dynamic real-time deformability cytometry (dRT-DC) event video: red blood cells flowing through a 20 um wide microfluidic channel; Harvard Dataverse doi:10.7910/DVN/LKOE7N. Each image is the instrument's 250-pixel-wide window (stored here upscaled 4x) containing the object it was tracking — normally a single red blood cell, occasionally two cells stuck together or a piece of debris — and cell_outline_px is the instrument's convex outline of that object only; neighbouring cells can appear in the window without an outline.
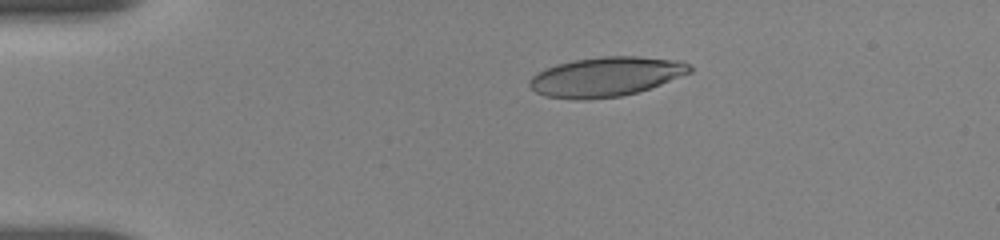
{"species": "human", "species_latin": "Homo sapiens", "temperature_condition": "room temperature", "stored_images_in_passage": 44, "camera_frame_rate_fps": 3000, "um_per_image_px": 0.085, "donor": {"sex": "female"}, "frame": {"image": 1, "passage_image": 1, "time_ms": 0.0, "image_size_px": [1000, 240], "cell_outline_px": [[692, 72], [660, 84], [636, 92], [620, 96], [584, 100], [576, 100], [544, 96], [536, 92], [528, 84], [528, 80], [532, 76], [544, 68], [556, 64], [576, 60], [604, 56], [640, 56], [676, 60], [688, 64], [692, 68]], "centroid_in_image_um": [51.46, 6.52], "position_along_channel_um": 33.5, "area_um2": 36.76}}
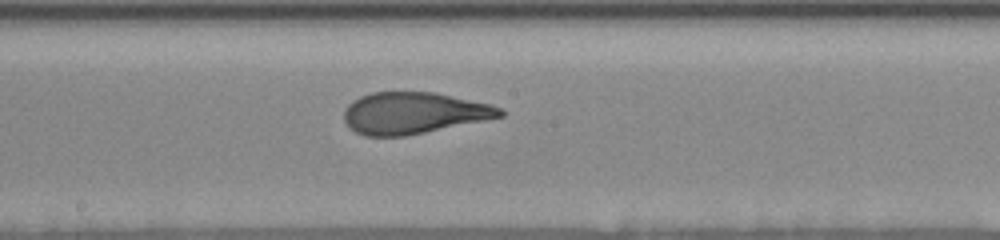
{"frame": {"image": 2, "passage_image": 20, "time_ms": 6.333, "image_size_px": [1000, 240], "cell_outline_px": [[504, 116], [404, 136], [364, 136], [348, 128], [344, 120], [344, 108], [352, 100], [360, 96], [372, 92], [436, 92], [492, 104], [504, 108]], "centroid_in_image_um": [35.14, 9.6], "position_along_channel_um": 213.1, "area_um2": 37.97}}
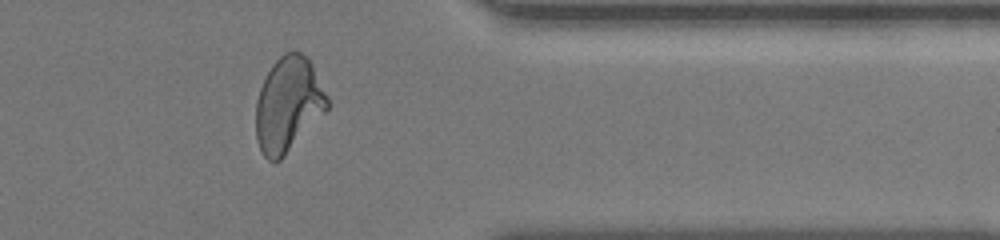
{"frame": {"image": 3, "passage_image": 35, "time_ms": 11.333, "image_size_px": [1000, 240], "cell_outline_px": [[328, 108], [284, 156], [280, 160], [268, 160], [264, 156], [260, 148], [256, 136], [256, 100], [260, 88], [272, 64], [284, 52], [300, 52], [308, 56], [328, 96]], "centroid_in_image_um": [24.5, 8.85], "position_along_channel_um": 386.9, "area_um2": 39.02}, "authors_computed_cell_mechanics": {"area_um2": 38.7838, "velocity_mm_per_s": 3.6797, "shape_relaxation_time_tau1_ms": 5.0107, "shape_relaxation_time_tau2_ms": 0.9598, "deformation_change_tau1": 0.204, "deformation_change_tau2": 0.0933}}